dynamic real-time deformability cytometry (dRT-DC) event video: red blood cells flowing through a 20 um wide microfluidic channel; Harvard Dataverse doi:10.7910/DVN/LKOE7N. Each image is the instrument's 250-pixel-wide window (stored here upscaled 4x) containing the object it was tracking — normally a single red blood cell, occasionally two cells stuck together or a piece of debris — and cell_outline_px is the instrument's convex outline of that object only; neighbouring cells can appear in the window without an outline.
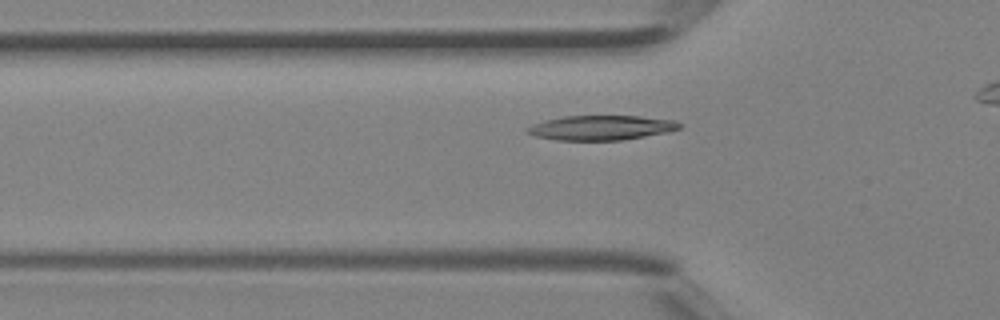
{"species": "Egyptian fruit bat (a non-hibernating species)", "species_latin": "Rousettus aegyptiacus", "temperature_condition": "room temperature", "stored_images_in_passage": 28, "camera_frame_rate_fps": 3000, "um_per_image_px": 0.085, "animal": {"sex": "female"}, "frame": {"image": 1, "passage_image": 7, "time_ms": 2.0, "image_size_px": [1000, 320], "cell_outline_px": [[684, 124], [680, 128], [668, 132], [620, 140], [556, 140], [536, 136], [528, 132], [524, 128], [532, 124], [564, 116], [640, 116], [672, 120]], "centroid_in_image_um": [51.11, 10.85], "position_along_channel_um": 74.7, "area_um2": 21.68}}
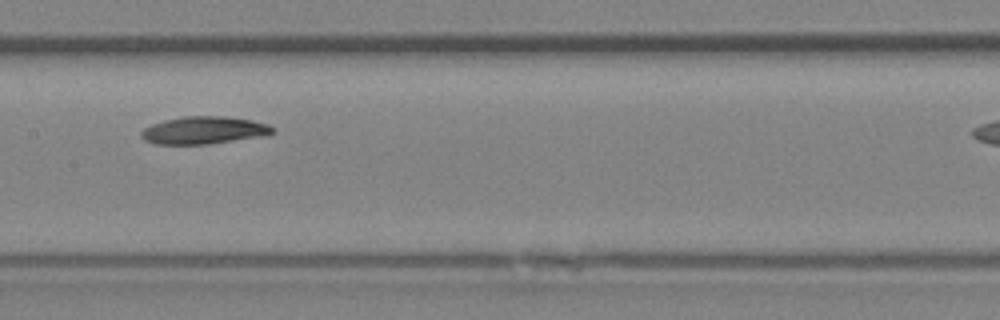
{"frame": {"image": 2, "passage_image": 14, "time_ms": 4.333, "image_size_px": [1000, 320], "cell_outline_px": [[276, 128], [268, 136], [208, 144], [156, 144], [144, 140], [140, 136], [140, 132], [144, 128], [152, 124], [164, 120], [184, 116], [224, 116], [252, 120], [268, 124]], "centroid_in_image_um": [17.36, 11.07], "position_along_channel_um": 190.0, "area_um2": 21.27}}
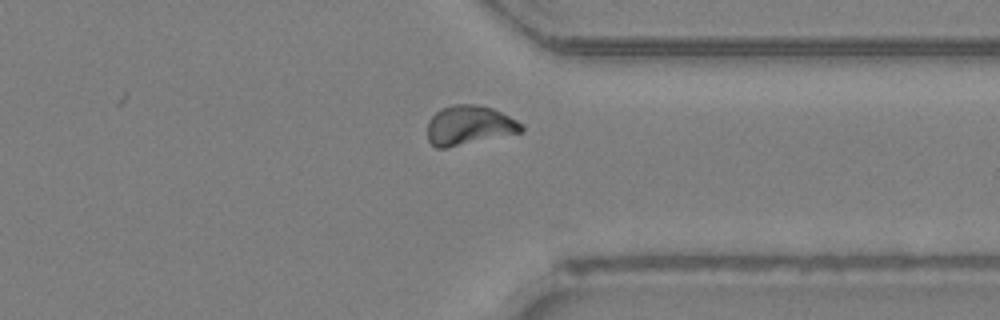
{"frame": {"image": 3, "passage_image": 25, "time_ms": 8.0, "image_size_px": [1000, 320], "cell_outline_px": [[524, 132], [444, 148], [436, 148], [428, 140], [428, 120], [440, 108], [452, 104], [476, 104], [492, 108], [516, 120], [524, 128]], "centroid_in_image_um": [39.86, 10.64], "position_along_channel_um": 371.5, "area_um2": 21.5}}